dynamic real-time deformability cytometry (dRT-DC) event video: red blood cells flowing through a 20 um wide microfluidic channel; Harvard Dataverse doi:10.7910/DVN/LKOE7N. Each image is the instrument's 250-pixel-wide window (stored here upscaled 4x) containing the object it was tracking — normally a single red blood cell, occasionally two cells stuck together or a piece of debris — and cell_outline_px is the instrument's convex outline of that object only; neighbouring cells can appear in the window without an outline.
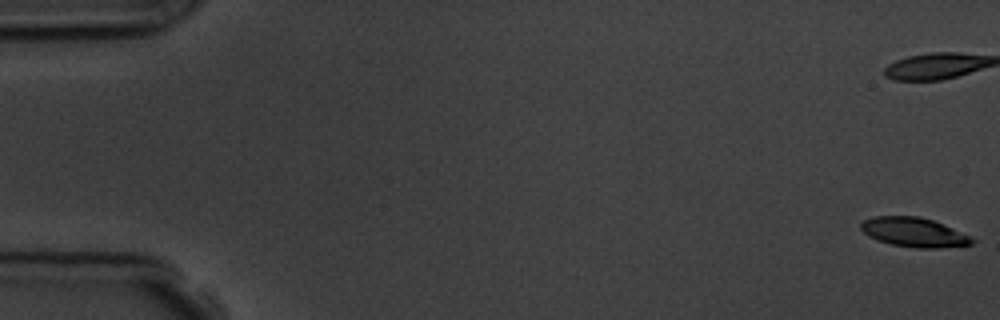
{"species": "common noctule bat (a hibernating species)", "species_latin": "Nyctalus noctula", "temperature_condition": "room temperature", "stored_images_in_passage": 5, "camera_frame_rate_fps": 3000, "um_per_image_px": 0.085, "animal": {"sex": "male", "body_mass_g": 19.5, "forearm_length_mm": 54.6}, "frame": {"image": 1, "passage_image": 1, "time_ms": 0.0, "image_size_px": [1000, 320], "cell_outline_px": [[976, 240], [972, 244], [940, 248], [916, 248], [892, 244], [868, 236], [860, 228], [860, 224], [864, 220], [872, 216], [920, 216], [944, 224]], "centroid_in_image_um": [77.67, 19.73], "position_along_channel_um": 7.3, "area_um2": 18.84}}